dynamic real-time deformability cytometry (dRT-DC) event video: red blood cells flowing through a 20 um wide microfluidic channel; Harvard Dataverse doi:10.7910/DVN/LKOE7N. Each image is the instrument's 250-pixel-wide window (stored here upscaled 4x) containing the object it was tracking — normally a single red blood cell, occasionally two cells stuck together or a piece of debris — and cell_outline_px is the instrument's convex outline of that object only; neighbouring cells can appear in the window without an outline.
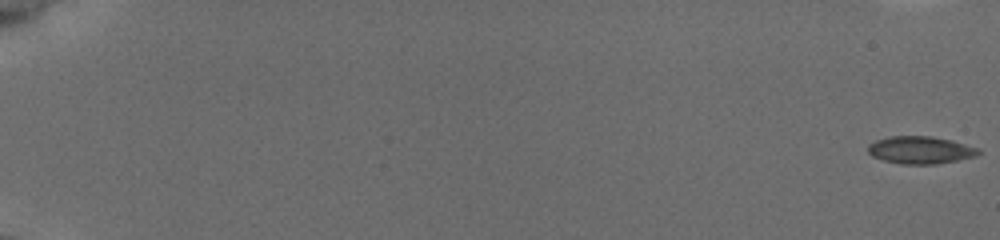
{"species": "common noctule bat (a hibernating species)", "species_latin": "Nyctalus noctula", "temperature_condition": "cold", "stored_images_in_passage": 58, "camera_frame_rate_fps": 3000, "um_per_image_px": 0.085, "animal": {"sex": "female", "body_mass_g": 19.5, "forearm_length_mm": 54.1}, "frame": {"image": 1, "passage_image": 1, "time_ms": 0.0, "image_size_px": [1000, 240], "cell_outline_px": [[980, 152], [976, 156], [936, 164], [900, 164], [884, 160], [872, 156], [868, 152], [868, 144], [876, 140], [888, 136], [932, 136], [952, 140], [980, 148]], "centroid_in_image_um": [78.23, 12.74], "position_along_channel_um": 6.8, "area_um2": 17.74}}
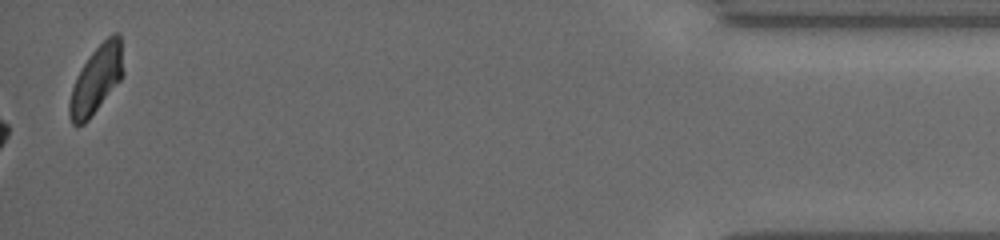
{"frame": {"image": 2, "passage_image": 58, "time_ms": 19.0, "image_size_px": [1000, 240], "cell_outline_px": [[124, 76], [88, 120], [84, 124], [72, 124], [68, 116], [68, 104], [72, 88], [84, 64], [92, 52], [112, 32], [120, 32], [124, 72]], "centroid_in_image_um": [8.22, 6.75], "position_along_channel_um": 427.0, "area_um2": 21.1}, "authors_computed_cell_mechanics": {"area_um2": 17.8891, "velocity_mm_per_s": 3.8437, "shape_relaxation_time_tau1_ms": 5.2785, "shape_relaxation_time_tau2_ms": null, "deformation_change_tau1": 0.1244, "deformation_change_tau2": null}}